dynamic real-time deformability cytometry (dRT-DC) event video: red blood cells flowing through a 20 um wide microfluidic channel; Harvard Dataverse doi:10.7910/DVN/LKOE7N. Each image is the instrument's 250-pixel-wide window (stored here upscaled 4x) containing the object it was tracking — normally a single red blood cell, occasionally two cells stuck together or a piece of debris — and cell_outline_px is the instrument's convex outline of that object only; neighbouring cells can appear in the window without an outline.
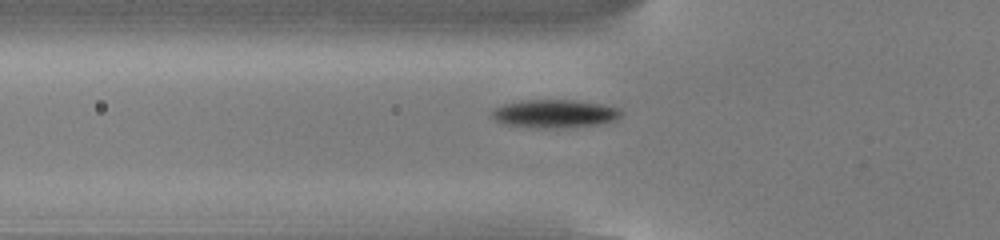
{"species": "common noctule bat (a hibernating species)", "species_latin": "Nyctalus noctula", "temperature_condition": "cold", "stored_images_in_passage": 35, "camera_frame_rate_fps": 3000, "um_per_image_px": 0.085, "animal": {"sex": "male", "body_mass_g": 13.0, "forearm_length_mm": 53.1}, "frame": {"image": 1, "passage_image": 6, "time_ms": 1.667, "image_size_px": [1000, 240], "cell_outline_px": [[624, 112], [616, 120], [596, 124], [548, 128], [536, 128], [500, 124], [492, 116], [492, 112], [496, 108], [504, 104], [520, 100], [572, 100], [600, 104], [620, 108]], "centroid_in_image_um": [47.12, 9.66], "position_along_channel_um": 78.7, "area_um2": 21.04}}
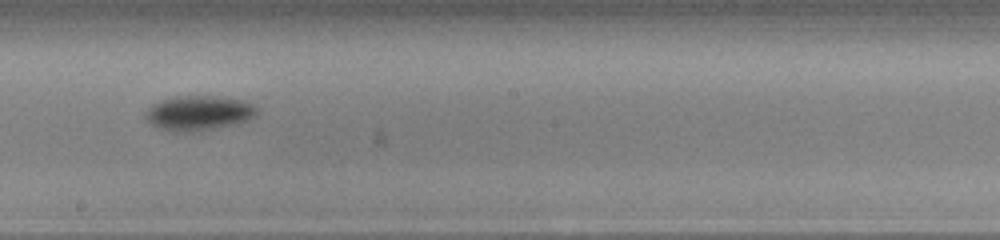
{"frame": {"image": 2, "passage_image": 18, "time_ms": 5.667, "image_size_px": [1000, 240], "cell_outline_px": [[260, 108], [256, 116], [248, 120], [236, 124], [192, 132], [176, 132], [160, 128], [152, 124], [144, 116], [144, 112], [152, 104], [160, 100], [172, 96], [212, 96], [244, 100]], "centroid_in_image_um": [16.9, 9.6], "position_along_channel_um": 231.3, "area_um2": 22.77}}
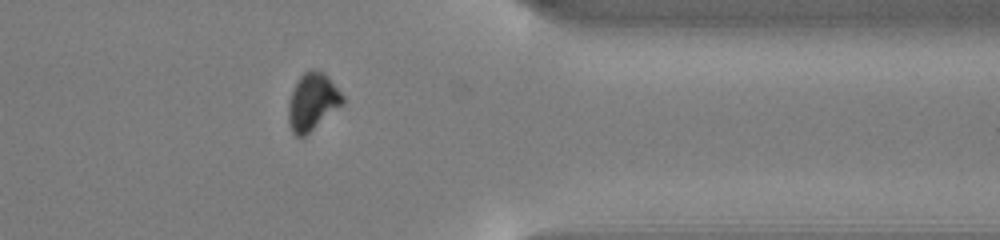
{"frame": {"image": 3, "passage_image": 31, "time_ms": 10.0, "image_size_px": [1000, 240], "cell_outline_px": [[344, 104], [300, 140], [292, 132], [288, 124], [288, 104], [292, 92], [300, 76], [304, 72], [312, 68], [324, 72], [344, 96]], "centroid_in_image_um": [26.56, 8.68], "position_along_channel_um": 384.8, "area_um2": 18.26}, "authors_computed_cell_mechanics": {"area_um2": 20.2878, "velocity_mm_per_s": 3.8122, "shape_relaxation_time_tau1_ms": 1.8138, "shape_relaxation_time_tau2_ms": null, "deformation_change_tau1": 0.1068, "deformation_change_tau2": null}}